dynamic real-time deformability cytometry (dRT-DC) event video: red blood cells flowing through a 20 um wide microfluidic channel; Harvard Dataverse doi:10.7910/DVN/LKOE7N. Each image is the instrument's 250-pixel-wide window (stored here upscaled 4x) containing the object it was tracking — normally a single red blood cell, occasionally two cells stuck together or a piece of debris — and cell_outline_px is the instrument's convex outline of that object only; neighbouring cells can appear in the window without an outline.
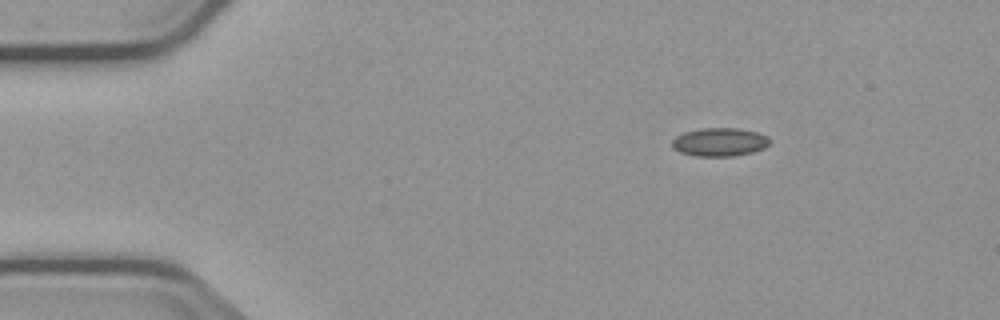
{"species": "common noctule bat (a hibernating species)", "species_latin": "Nyctalus noctula", "temperature_condition": "cold", "stored_images_in_passage": 4, "camera_frame_rate_fps": 3000, "um_per_image_px": 0.085, "animal": {"sex": "male", "body_mass_g": 23.1, "forearm_length_mm": 52.7}, "frame": {"image": 1, "passage_image": 4, "time_ms": 3.667, "image_size_px": [1000, 320], "cell_outline_px": [[772, 140], [764, 148], [752, 152], [732, 156], [696, 156], [680, 152], [672, 148], [672, 140], [676, 136], [684, 132], [700, 128], [740, 128], [756, 132], [768, 136]], "centroid_in_image_um": [61.17, 12.06], "position_along_channel_um": 23.8, "area_um2": 16.24}}